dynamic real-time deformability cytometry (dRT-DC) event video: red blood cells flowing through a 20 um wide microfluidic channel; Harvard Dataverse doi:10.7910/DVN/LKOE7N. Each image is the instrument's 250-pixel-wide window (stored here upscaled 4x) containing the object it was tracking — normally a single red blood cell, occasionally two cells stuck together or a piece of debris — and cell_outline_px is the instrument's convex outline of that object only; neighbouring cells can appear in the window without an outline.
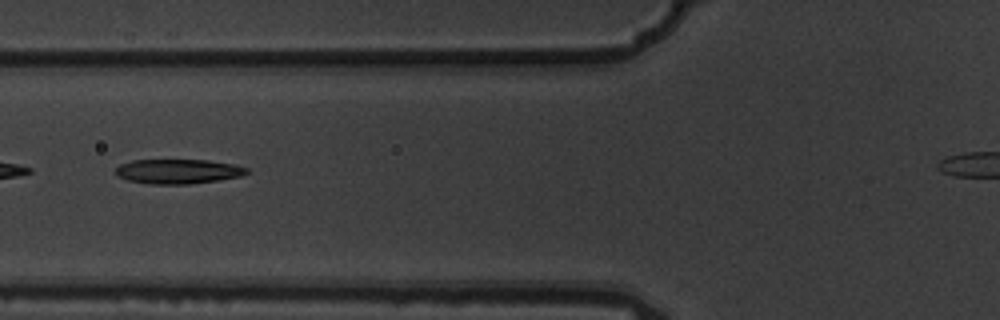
{"species": "common noctule bat (a hibernating species)", "species_latin": "Nyctalus noctula", "temperature_condition": "warm", "stored_images_in_passage": 10, "segment_of_instrument_passage": [1, 2], "camera_frame_rate_fps": 3000, "um_per_image_px": 0.085, "animal": {"sex": "male", "body_mass_g": 19.5, "forearm_length_mm": 54.6}, "frame": {"image": 1, "passage_image": 7, "time_ms": 2.0, "image_size_px": [1000, 320], "cell_outline_px": [[248, 172], [240, 176], [192, 184], [152, 184], [128, 180], [116, 176], [116, 168], [120, 164], [132, 160], [208, 160], [236, 164], [248, 168]], "centroid_in_image_um": [15.13, 14.56], "position_along_channel_um": 110.7, "area_um2": 18.79}}
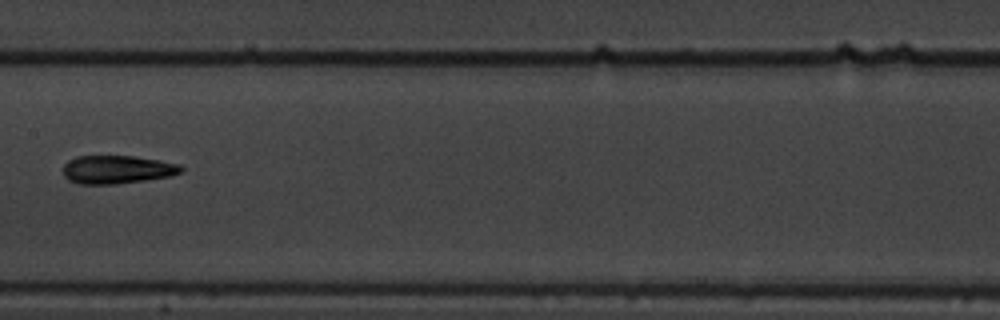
{"frame": {"image": 2, "passage_image": 9, "time_ms": 2.667, "image_size_px": [1000, 320], "cell_outline_px": [[184, 168], [180, 172], [172, 176], [116, 184], [80, 184], [68, 180], [64, 176], [64, 164], [68, 160], [76, 156], [132, 156], [180, 164]], "centroid_in_image_um": [9.93, 14.41], "position_along_channel_um": 197.5, "area_um2": 19.36}}